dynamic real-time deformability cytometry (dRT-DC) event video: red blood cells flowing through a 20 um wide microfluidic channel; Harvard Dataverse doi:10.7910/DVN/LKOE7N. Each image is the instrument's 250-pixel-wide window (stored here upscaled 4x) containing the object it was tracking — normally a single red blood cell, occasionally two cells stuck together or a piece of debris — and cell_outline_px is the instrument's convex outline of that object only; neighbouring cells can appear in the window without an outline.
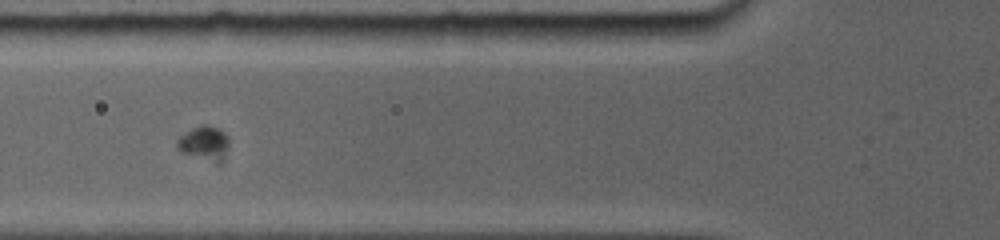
{"species": "common noctule bat (a hibernating species)", "species_latin": "Nyctalus noctula", "temperature_condition": "room temperature", "stored_images_in_passage": 51, "camera_frame_rate_fps": 5000, "um_per_image_px": 0.085, "animal": {"sex": "female", "body_mass_g": 19.0, "forearm_length_mm": 56.7}, "frame": {"image": 1, "passage_image": 19, "time_ms": 6.2, "image_size_px": [1000, 240], "cell_outline_px": [[228, 148], [224, 160], [220, 164], [180, 152], [176, 144], [176, 140], [180, 136], [192, 128], [200, 124], [204, 124], [216, 128], [224, 132], [228, 136]], "centroid_in_image_um": [17.38, 12.18], "position_along_channel_um": 108.4, "area_um2": 10.46}}
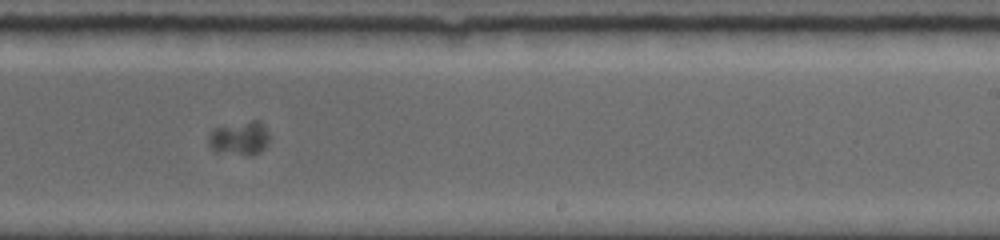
{"frame": {"image": 2, "passage_image": 32, "time_ms": 10.6, "image_size_px": [1000, 240], "cell_outline_px": [[268, 144], [260, 152], [252, 156], [216, 152], [208, 144], [208, 136], [216, 128], [252, 120], [260, 120], [264, 124], [268, 132]], "centroid_in_image_um": [20.4, 11.77], "position_along_channel_um": 268.6, "area_um2": 12.02}}
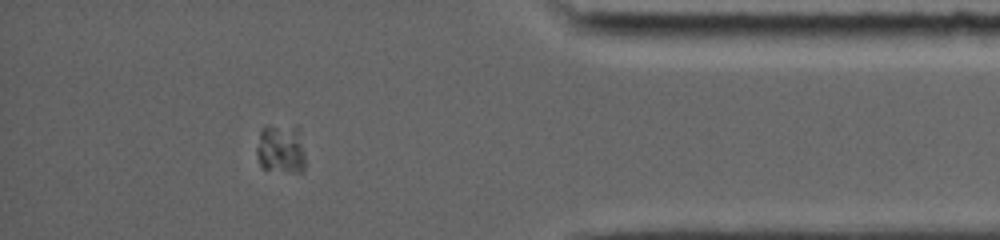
{"frame": {"image": 3, "passage_image": 46, "time_ms": 15.0, "image_size_px": [1000, 240], "cell_outline_px": [[304, 172], [296, 172], [264, 168], [260, 164], [256, 156], [256, 148], [260, 132], [264, 124], [268, 124], [300, 128], [304, 156]], "centroid_in_image_um": [23.86, 12.62], "position_along_channel_um": 411.3, "area_um2": 14.1}}